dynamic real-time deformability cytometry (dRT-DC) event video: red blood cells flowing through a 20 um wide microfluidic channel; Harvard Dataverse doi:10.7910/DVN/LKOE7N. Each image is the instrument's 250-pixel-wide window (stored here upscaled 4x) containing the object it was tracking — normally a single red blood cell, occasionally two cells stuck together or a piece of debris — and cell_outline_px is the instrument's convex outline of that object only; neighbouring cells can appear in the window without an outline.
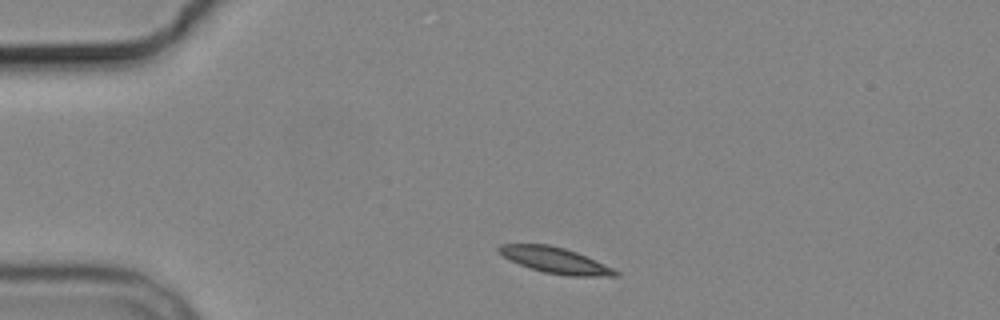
{"species": "common noctule bat (a hibernating species)", "species_latin": "Nyctalus noctula", "temperature_condition": "cold", "stored_images_in_passage": 2, "camera_frame_rate_fps": 3000, "um_per_image_px": 0.085, "animal": {"sex": "male", "body_mass_g": 19.2, "forearm_length_mm": 51.8}, "frame": {"image": 1, "passage_image": 1, "time_ms": 0.0, "image_size_px": [1000, 320], "cell_outline_px": [[620, 276], [572, 276], [544, 272], [520, 264], [504, 256], [496, 248], [500, 244], [548, 244], [564, 248], [576, 252], [612, 268], [620, 272]], "centroid_in_image_um": [47.21, 22.12], "position_along_channel_um": 37.8, "area_um2": 17.17}}